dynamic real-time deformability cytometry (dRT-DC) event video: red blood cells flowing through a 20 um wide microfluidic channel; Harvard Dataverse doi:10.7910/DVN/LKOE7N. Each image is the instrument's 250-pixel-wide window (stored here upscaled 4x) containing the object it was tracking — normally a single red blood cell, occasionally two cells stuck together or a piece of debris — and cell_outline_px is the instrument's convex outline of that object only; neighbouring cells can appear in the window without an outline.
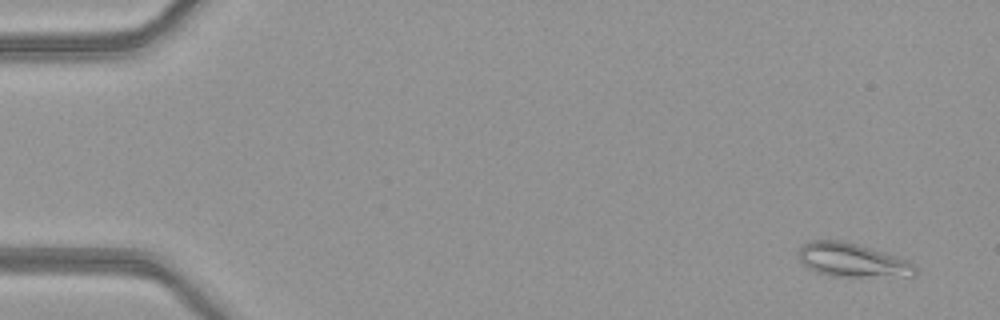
{"species": "common noctule bat (a hibernating species)", "species_latin": "Nyctalus noctula", "temperature_condition": "warm", "stored_images_in_passage": 4, "camera_frame_rate_fps": 3000, "um_per_image_px": 0.085, "animal": {"sex": "female", "body_mass_g": 21.9}, "frame": {"image": 1, "passage_image": 3, "time_ms": 0.667, "image_size_px": [1000, 320], "cell_outline_px": [[916, 276], [832, 276], [816, 272], [808, 268], [800, 260], [800, 248], [808, 240], [840, 240], [856, 244], [884, 252], [908, 260], [916, 268]], "centroid_in_image_um": [72.44, 22.11], "position_along_channel_um": 12.6, "area_um2": 22.66}}